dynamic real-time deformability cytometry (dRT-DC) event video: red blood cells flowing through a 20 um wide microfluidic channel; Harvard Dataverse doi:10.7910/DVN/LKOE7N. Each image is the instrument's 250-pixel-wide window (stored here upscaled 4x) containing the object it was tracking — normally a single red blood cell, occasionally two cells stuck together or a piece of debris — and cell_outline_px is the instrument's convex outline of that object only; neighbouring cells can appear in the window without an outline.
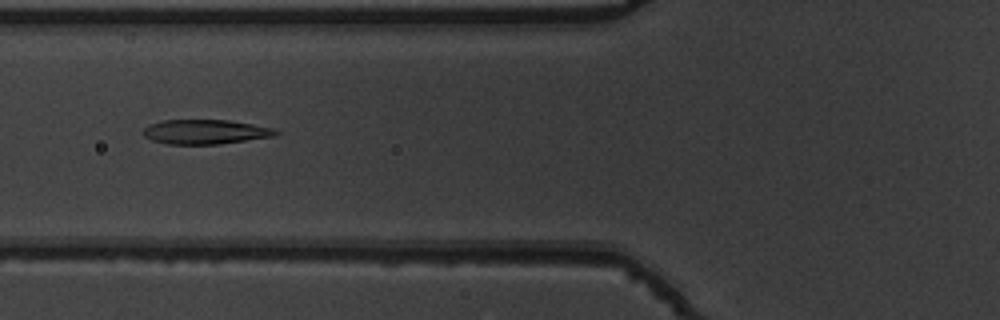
{"species": "common noctule bat (a hibernating species)", "species_latin": "Nyctalus noctula", "temperature_condition": "warm", "stored_images_in_passage": 46, "camera_frame_rate_fps": 3000, "um_per_image_px": 0.085, "animal": {"sex": "male", "body_mass_g": 19.5, "forearm_length_mm": 54.6}, "frame": {"image": 1, "passage_image": 13, "time_ms": 4.0, "image_size_px": [1000, 320], "cell_outline_px": [[280, 132], [276, 136], [220, 144], [168, 144], [152, 140], [144, 136], [144, 128], [148, 124], [164, 120], [228, 120], [252, 124], [272, 128]], "centroid_in_image_um": [17.46, 11.21], "position_along_channel_um": 108.3, "area_um2": 18.9}}
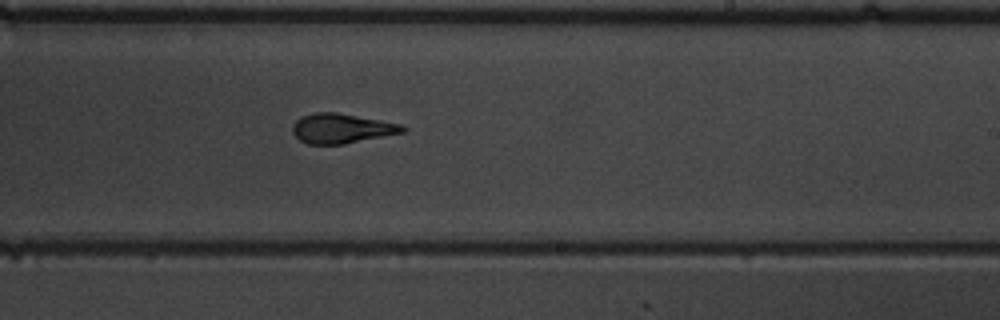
{"frame": {"image": 2, "passage_image": 25, "time_ms": 8.0, "image_size_px": [1000, 320], "cell_outline_px": [[408, 128], [404, 132], [344, 144], [308, 144], [300, 140], [292, 132], [292, 124], [300, 116], [312, 112], [336, 112], [380, 120], [400, 124]], "centroid_in_image_um": [29.0, 10.91], "position_along_channel_um": 260.0, "area_um2": 19.07}}
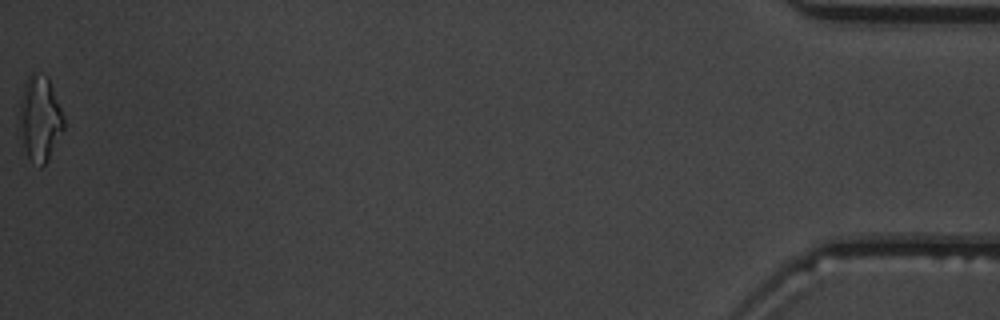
{"frame": {"image": 3, "passage_image": 46, "time_ms": 15.0, "image_size_px": [1000, 320], "cell_outline_px": [[64, 128], [48, 160], [40, 168], [28, 156], [24, 144], [20, 120], [20, 100], [24, 84], [28, 76], [32, 72], [48, 76], [64, 116]], "centroid_in_image_um": [3.42, 10.04], "position_along_channel_um": 431.8, "area_um2": 21.56}, "authors_computed_cell_mechanics": {"area_um2": 19.363, "velocity_mm_per_s": 3.7972, "shape_relaxation_time_tau1_ms": 4.6068, "shape_relaxation_time_tau2_ms": 1.7213, "deformation_change_tau1": 0.178, "deformation_change_tau2": 0.1101}}